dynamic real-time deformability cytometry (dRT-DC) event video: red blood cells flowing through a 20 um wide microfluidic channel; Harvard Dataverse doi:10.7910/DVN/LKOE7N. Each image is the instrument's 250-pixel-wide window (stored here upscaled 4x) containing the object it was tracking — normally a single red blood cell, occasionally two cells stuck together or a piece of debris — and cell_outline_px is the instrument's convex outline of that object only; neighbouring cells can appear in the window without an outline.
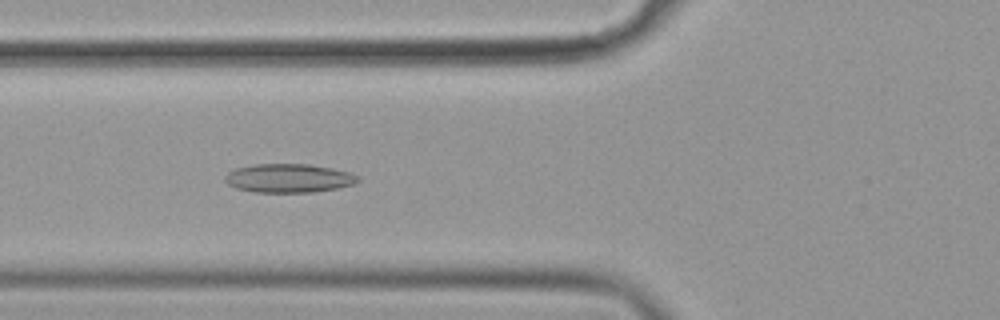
{"species": "common noctule bat (a hibernating species)", "species_latin": "Nyctalus noctula", "temperature_condition": "cold", "stored_images_in_passage": 48, "camera_frame_rate_fps": 3000, "um_per_image_px": 0.085, "animal": {"sex": "female", "body_mass_g": 19.9}, "frame": {"image": 1, "passage_image": 21, "time_ms": 6.667, "image_size_px": [1000, 320], "cell_outline_px": [[360, 180], [352, 184], [336, 188], [312, 192], [252, 192], [236, 188], [228, 184], [224, 180], [224, 176], [228, 172], [236, 168], [256, 164], [308, 164], [332, 168], [352, 172], [360, 176]], "centroid_in_image_um": [24.54, 15.14], "position_along_channel_um": 101.3, "area_um2": 22.31}}
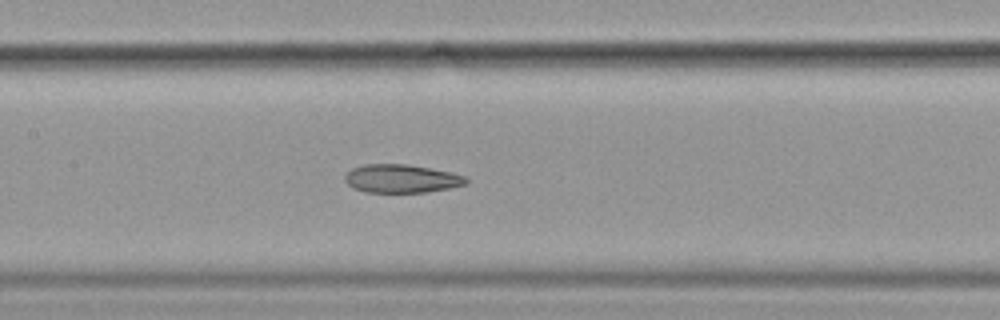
{"frame": {"image": 2, "passage_image": 27, "time_ms": 8.667, "image_size_px": [1000, 320], "cell_outline_px": [[468, 184], [448, 188], [424, 192], [364, 192], [352, 188], [344, 180], [344, 176], [352, 168], [364, 164], [408, 164], [452, 172], [464, 176], [468, 180]], "centroid_in_image_um": [34.1, 15.18], "position_along_channel_um": 173.3, "area_um2": 20.06}}
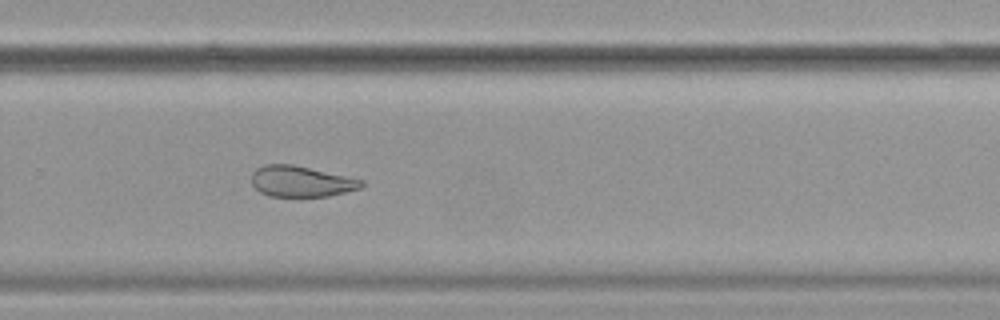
{"frame": {"image": 3, "passage_image": 38, "time_ms": 12.333, "image_size_px": [1000, 320], "cell_outline_px": [[364, 184], [360, 188], [328, 196], [272, 196], [260, 192], [252, 184], [252, 172], [256, 168], [264, 164], [292, 164], [364, 180]], "centroid_in_image_um": [25.57, 15.41], "position_along_channel_um": 304.2, "area_um2": 19.59}, "authors_computed_cell_mechanics": {"area_um2": 22.5131, "velocity_mm_per_s": 3.5923, "shape_relaxation_time_tau1_ms": null, "shape_relaxation_time_tau2_ms": 3.0188, "deformation_change_tau1": null, "deformation_change_tau2": 0.1007}}